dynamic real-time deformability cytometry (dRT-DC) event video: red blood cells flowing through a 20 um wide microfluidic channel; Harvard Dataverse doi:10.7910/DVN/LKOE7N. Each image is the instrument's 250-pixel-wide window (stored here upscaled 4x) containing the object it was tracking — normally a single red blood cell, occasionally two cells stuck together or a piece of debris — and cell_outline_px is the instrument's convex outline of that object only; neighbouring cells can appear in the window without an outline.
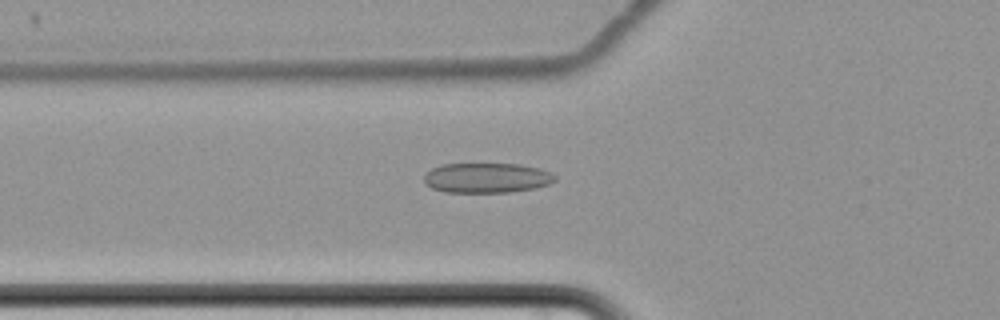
{"species": "common noctule bat (a hibernating species)", "species_latin": "Nyctalus noctula", "temperature_condition": "cold", "stored_images_in_passage": 43, "camera_frame_rate_fps": 3000, "um_per_image_px": 0.085, "animal": {"sex": "female", "body_mass_g": 22.7, "forearm_length_mm": 54.2}, "frame": {"image": 1, "passage_image": 11, "time_ms": 3.333, "image_size_px": [1000, 320], "cell_outline_px": [[556, 180], [548, 184], [532, 188], [508, 192], [444, 192], [432, 188], [424, 184], [424, 176], [432, 168], [440, 164], [520, 164], [540, 168], [552, 172], [556, 176]], "centroid_in_image_um": [41.36, 15.11], "position_along_channel_um": 84.4, "area_um2": 22.89}}
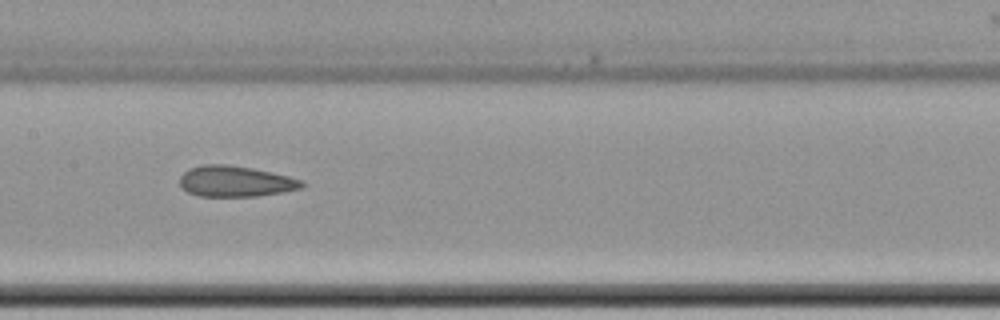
{"frame": {"image": 2, "passage_image": 20, "time_ms": 6.333, "image_size_px": [1000, 320], "cell_outline_px": [[304, 184], [300, 188], [280, 192], [256, 196], [200, 196], [188, 192], [180, 188], [180, 176], [188, 168], [204, 164], [228, 164], [252, 168], [272, 172], [304, 180]], "centroid_in_image_um": [19.97, 15.4], "position_along_channel_um": 187.4, "area_um2": 21.96}}
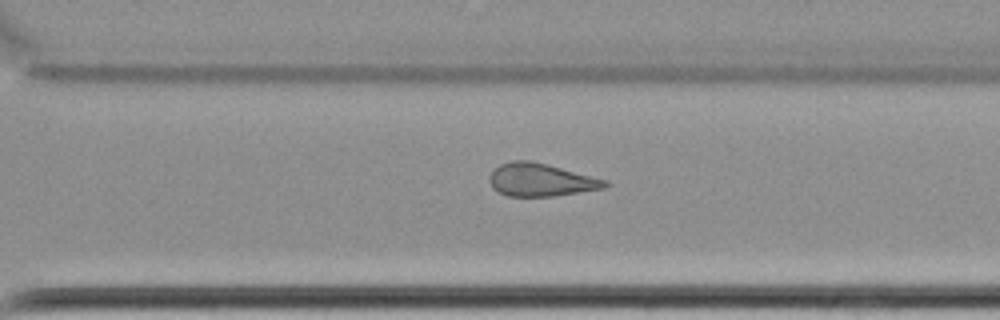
{"frame": {"image": 3, "passage_image": 32, "time_ms": 10.333, "image_size_px": [1000, 320], "cell_outline_px": [[608, 184], [604, 188], [556, 196], [508, 196], [496, 192], [492, 188], [488, 180], [488, 176], [500, 164], [512, 160], [528, 160], [608, 180]], "centroid_in_image_um": [45.92, 15.3], "position_along_channel_um": 324.7, "area_um2": 22.02}, "authors_computed_cell_mechanics": {"area_um2": 22.1952, "velocity_mm_per_s": 3.4341, "shape_relaxation_time_tau1_ms": null, "shape_relaxation_time_tau2_ms": 3.1676, "deformation_change_tau1": null, "deformation_change_tau2": 0.1066}}